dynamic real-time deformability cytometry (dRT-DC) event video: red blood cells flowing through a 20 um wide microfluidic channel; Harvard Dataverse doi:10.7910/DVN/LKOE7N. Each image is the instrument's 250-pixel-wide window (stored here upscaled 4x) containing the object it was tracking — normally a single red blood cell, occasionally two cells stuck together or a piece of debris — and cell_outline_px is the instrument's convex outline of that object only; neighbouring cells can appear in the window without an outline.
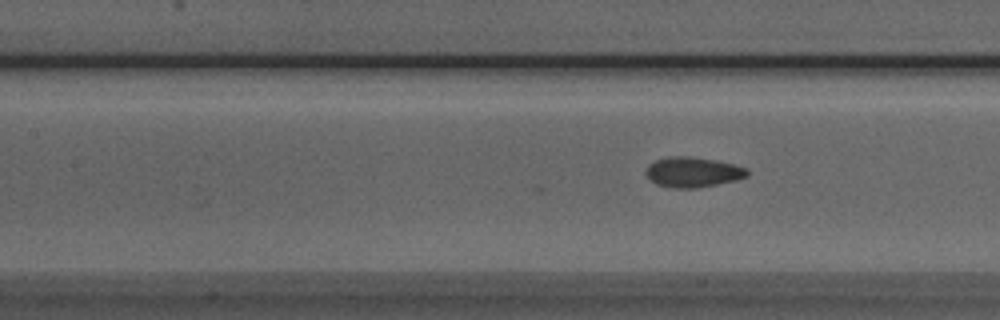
{"species": "Egyptian fruit bat (a non-hibernating species)", "species_latin": "Rousettus aegyptiacus", "temperature_condition": "room temperature", "stored_images_in_passage": 10, "camera_frame_rate_fps": 3000, "um_per_image_px": 0.085, "animal": {"sex": "male"}, "frame": {"image": 1, "passage_image": 10, "time_ms": 3.0, "image_size_px": [1000, 320], "cell_outline_px": [[748, 176], [736, 180], [696, 188], [676, 188], [656, 184], [648, 180], [644, 172], [648, 164], [656, 160], [668, 156], [688, 156], [716, 160], [748, 168]], "centroid_in_image_um": [58.85, 14.62], "position_along_channel_um": 148.6, "area_um2": 17.92}}